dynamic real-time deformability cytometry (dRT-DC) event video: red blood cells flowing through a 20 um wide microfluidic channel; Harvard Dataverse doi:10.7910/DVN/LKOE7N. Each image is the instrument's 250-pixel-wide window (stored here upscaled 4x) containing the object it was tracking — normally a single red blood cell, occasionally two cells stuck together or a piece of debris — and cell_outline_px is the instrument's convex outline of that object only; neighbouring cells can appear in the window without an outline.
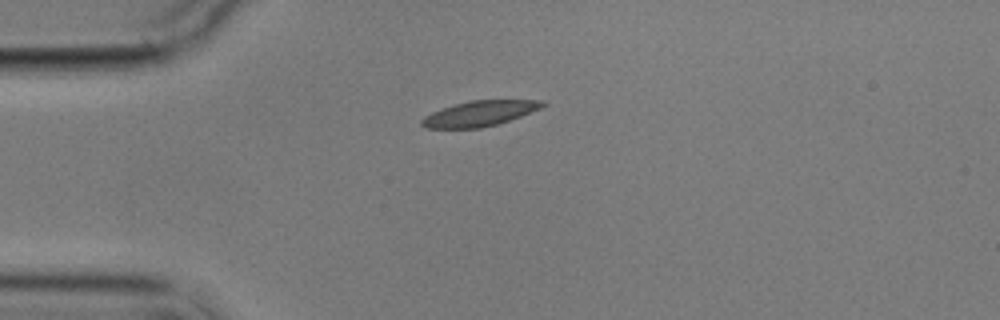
{"species": "common noctule bat (a hibernating species)", "species_latin": "Nyctalus noctula", "temperature_condition": "cold", "stored_images_in_passage": 1, "camera_frame_rate_fps": 3000, "um_per_image_px": 0.085, "animal": {"sex": "male", "body_mass_g": 17.9}, "frame": {"image": 1, "passage_image": 1, "time_ms": 0.0, "image_size_px": [1000, 320], "cell_outline_px": [[548, 104], [540, 108], [520, 116], [496, 124], [480, 128], [424, 128], [420, 124], [420, 120], [424, 116], [432, 112], [468, 100], [544, 100]], "centroid_in_image_um": [40.75, 9.64], "position_along_channel_um": 44.3, "area_um2": 17.69}}